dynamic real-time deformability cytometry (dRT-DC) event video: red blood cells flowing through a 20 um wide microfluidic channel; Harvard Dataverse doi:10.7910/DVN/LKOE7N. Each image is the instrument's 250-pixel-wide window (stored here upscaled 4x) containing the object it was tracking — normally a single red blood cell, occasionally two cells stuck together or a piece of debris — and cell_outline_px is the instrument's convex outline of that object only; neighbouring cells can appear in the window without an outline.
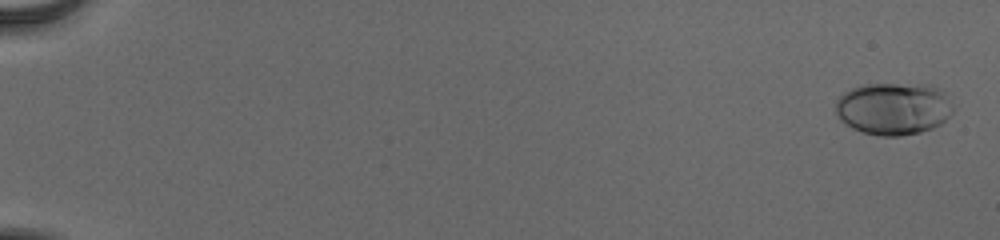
{"species": "human", "species_latin": "Homo sapiens", "temperature_condition": "cold", "stored_images_in_passage": 56, "camera_frame_rate_fps": 3000, "um_per_image_px": 0.085, "donor": {"sex": "male"}, "frame": {"image": 1, "passage_image": 2, "time_ms": 0.333, "image_size_px": [1000, 240], "cell_outline_px": [[952, 112], [940, 124], [932, 128], [920, 132], [900, 136], [880, 136], [864, 132], [852, 128], [840, 120], [836, 116], [836, 100], [844, 92], [852, 88], [864, 84], [932, 84], [940, 88], [944, 92], [952, 108]], "centroid_in_image_um": [75.92, 9.22], "position_along_channel_um": 9.1, "area_um2": 35.89}}
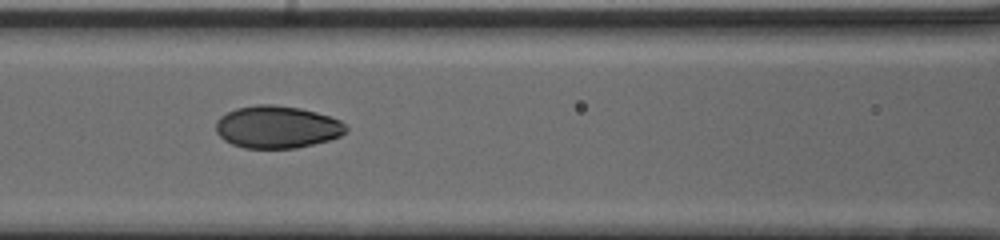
{"frame": {"image": 2, "passage_image": 28, "time_ms": 9.0, "image_size_px": [1000, 240], "cell_outline_px": [[348, 132], [340, 136], [328, 140], [296, 148], [244, 148], [232, 144], [224, 140], [216, 132], [216, 120], [220, 116], [236, 108], [256, 104], [272, 104], [300, 108], [316, 112], [340, 120], [348, 128]], "centroid_in_image_um": [23.54, 10.79], "position_along_channel_um": 143.1, "area_um2": 32.19}}
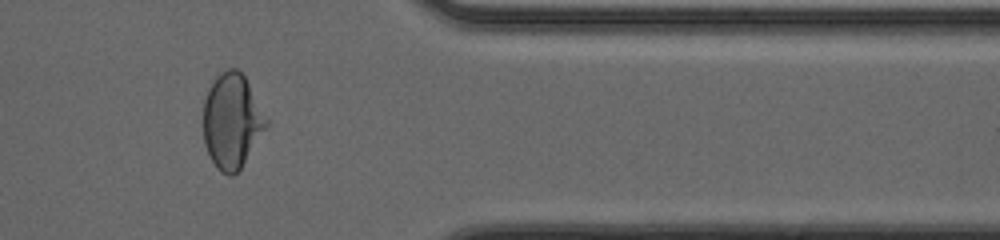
{"frame": {"image": 3, "passage_image": 48, "time_ms": 15.667, "image_size_px": [1000, 240], "cell_outline_px": [[268, 124], [240, 168], [232, 176], [228, 176], [220, 172], [216, 168], [204, 144], [204, 100], [208, 88], [216, 76], [220, 72], [228, 68], [236, 68], [244, 76], [268, 120]], "centroid_in_image_um": [19.68, 10.28], "position_along_channel_um": 391.7, "area_um2": 34.33}, "authors_computed_cell_mechanics": {"area_um2": 32.6281, "velocity_mm_per_s": 3.894, "shape_relaxation_time_tau1_ms": 4.6029, "shape_relaxation_time_tau2_ms": 0.6734, "deformation_change_tau1": 0.168, "deformation_change_tau2": 0.0334}}